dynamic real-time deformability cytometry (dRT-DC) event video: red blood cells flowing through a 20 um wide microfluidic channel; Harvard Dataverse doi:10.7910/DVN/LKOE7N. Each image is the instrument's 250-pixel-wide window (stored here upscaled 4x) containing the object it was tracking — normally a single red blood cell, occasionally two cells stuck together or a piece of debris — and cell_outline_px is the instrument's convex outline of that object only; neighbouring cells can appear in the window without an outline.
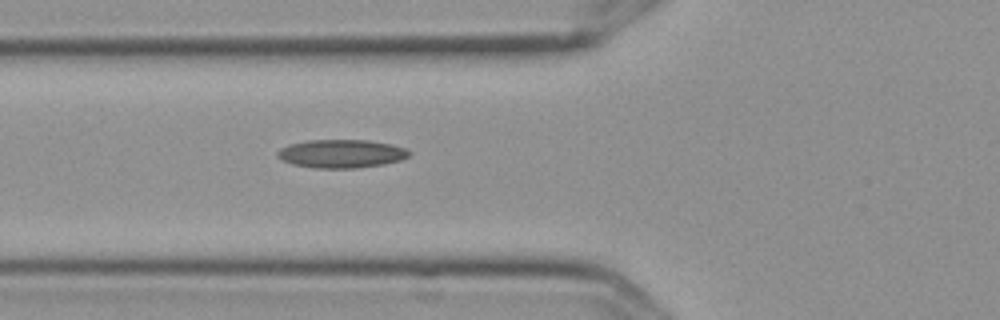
{"species": "Egyptian fruit bat (a non-hibernating species)", "species_latin": "Rousettus aegyptiacus", "temperature_condition": "cold", "stored_images_in_passage": 6, "camera_frame_rate_fps": 3000, "um_per_image_px": 0.085, "frame": {"image": 1, "passage_image": 6, "time_ms": 1.667, "image_size_px": [1000, 320], "cell_outline_px": [[412, 152], [408, 156], [400, 160], [384, 164], [356, 168], [316, 168], [292, 164], [276, 156], [276, 152], [280, 148], [288, 144], [308, 140], [368, 140], [392, 144], [404, 148]], "centroid_in_image_um": [29.0, 13.06], "position_along_channel_um": 96.8, "area_um2": 21.79}}